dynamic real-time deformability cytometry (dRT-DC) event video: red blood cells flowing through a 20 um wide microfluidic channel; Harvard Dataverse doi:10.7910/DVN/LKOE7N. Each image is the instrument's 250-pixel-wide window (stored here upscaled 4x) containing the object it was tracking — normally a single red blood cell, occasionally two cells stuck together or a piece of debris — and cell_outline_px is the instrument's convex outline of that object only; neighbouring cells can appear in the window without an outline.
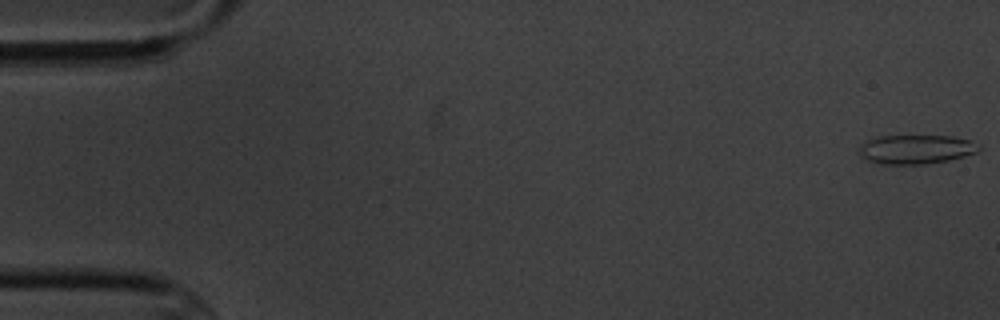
{"species": "common noctule bat (a hibernating species)", "species_latin": "Nyctalus noctula", "temperature_condition": "cold", "stored_images_in_passage": 6, "camera_frame_rate_fps": 3000, "um_per_image_px": 0.085, "animal": {"sex": "male", "body_mass_g": 20.1, "forearm_length_mm": 53.5}, "frame": {"image": 1, "passage_image": 1, "time_ms": 0.0, "image_size_px": [1000, 320], "cell_outline_px": [[980, 148], [976, 152], [964, 156], [948, 160], [924, 164], [876, 164], [860, 156], [856, 148], [860, 144], [868, 140], [880, 136], [952, 136], [972, 140], [980, 144]], "centroid_in_image_um": [77.83, 12.69], "position_along_channel_um": 7.2, "area_um2": 20.52}}
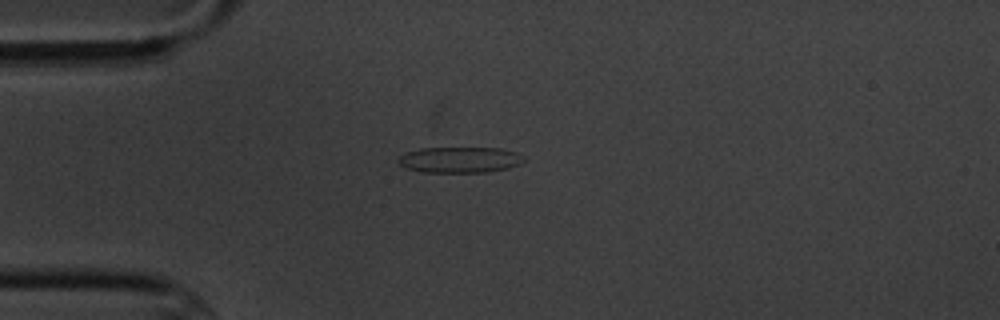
{"frame": {"image": 2, "passage_image": 5, "time_ms": 4.667, "image_size_px": [1000, 320], "cell_outline_px": [[528, 160], [520, 164], [508, 168], [488, 172], [420, 172], [404, 168], [396, 160], [400, 156], [408, 152], [420, 148], [500, 148], [516, 152], [524, 156]], "centroid_in_image_um": [39.11, 13.59], "position_along_channel_um": 45.9, "area_um2": 19.13}}